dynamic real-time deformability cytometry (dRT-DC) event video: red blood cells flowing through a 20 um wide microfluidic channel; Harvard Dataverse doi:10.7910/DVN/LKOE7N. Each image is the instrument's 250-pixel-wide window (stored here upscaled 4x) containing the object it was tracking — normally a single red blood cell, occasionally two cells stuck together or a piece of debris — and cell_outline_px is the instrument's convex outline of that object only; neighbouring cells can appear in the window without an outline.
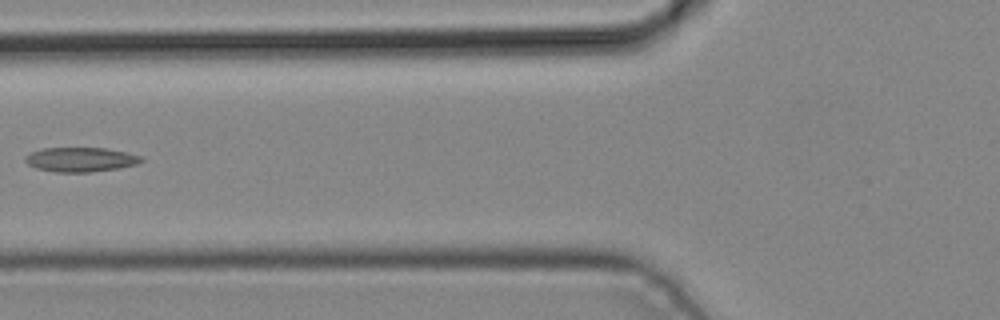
{"species": "common noctule bat (a hibernating species)", "species_latin": "Nyctalus noctula", "temperature_condition": "cold", "stored_images_in_passage": 5, "camera_frame_rate_fps": 3000, "um_per_image_px": 0.085, "animal": {"sex": "male", "body_mass_g": 19.2, "forearm_length_mm": 51.8}, "frame": {"image": 1, "passage_image": 5, "time_ms": 1.333, "image_size_px": [1000, 320], "cell_outline_px": [[144, 160], [136, 164], [116, 168], [88, 172], [56, 172], [36, 168], [28, 164], [24, 160], [24, 156], [28, 152], [44, 148], [108, 148], [140, 156]], "centroid_in_image_um": [6.78, 13.55], "position_along_channel_um": 119.0, "area_um2": 16.42}}